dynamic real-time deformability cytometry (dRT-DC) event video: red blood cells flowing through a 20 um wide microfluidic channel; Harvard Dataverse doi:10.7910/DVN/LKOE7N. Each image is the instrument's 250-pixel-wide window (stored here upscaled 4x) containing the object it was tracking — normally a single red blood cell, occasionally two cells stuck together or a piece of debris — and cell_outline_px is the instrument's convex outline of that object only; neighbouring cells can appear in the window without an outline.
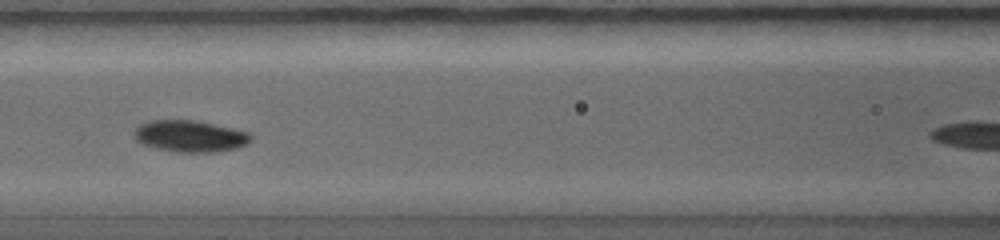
{"species": "common noctule bat (a hibernating species)", "species_latin": "Nyctalus noctula", "temperature_condition": "warm", "stored_images_in_passage": 8, "segment_of_instrument_passage": [1, 2], "camera_frame_rate_fps": 5000, "um_per_image_px": 0.085, "animal": {"sex": "female", "body_mass_g": 19.0, "forearm_length_mm": 56.7}, "frame": {"image": 1, "passage_image": 6, "time_ms": 2.4, "image_size_px": [1000, 240], "cell_outline_px": [[248, 140], [244, 144], [236, 148], [220, 152], [176, 152], [156, 148], [144, 144], [136, 136], [136, 132], [144, 124], [156, 120], [188, 120], [208, 124], [244, 132], [248, 136]], "centroid_in_image_um": [16.13, 11.61], "position_along_channel_um": 150.5, "area_um2": 20.11}}